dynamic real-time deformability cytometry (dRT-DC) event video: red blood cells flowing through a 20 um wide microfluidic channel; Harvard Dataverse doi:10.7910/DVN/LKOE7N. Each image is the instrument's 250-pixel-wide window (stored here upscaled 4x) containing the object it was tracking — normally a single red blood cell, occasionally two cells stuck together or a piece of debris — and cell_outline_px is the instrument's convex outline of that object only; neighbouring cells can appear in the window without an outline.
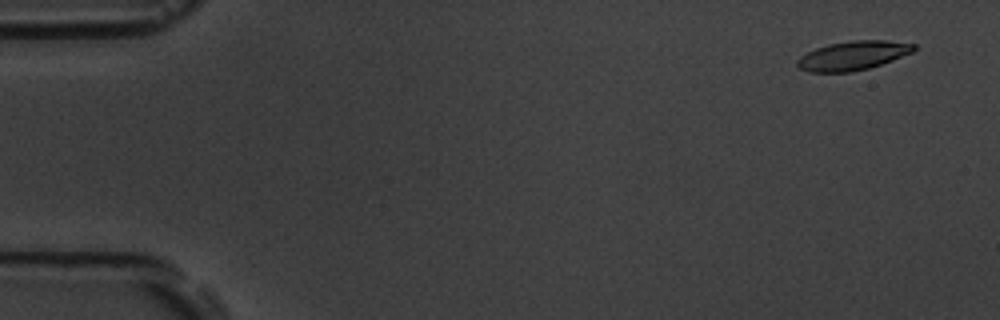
{"species": "common noctule bat (a hibernating species)", "species_latin": "Nyctalus noctula", "temperature_condition": "room temperature", "stored_images_in_passage": 56, "camera_frame_rate_fps": 3000, "um_per_image_px": 0.085, "animal": {"sex": "male", "body_mass_g": 19.5, "forearm_length_mm": 54.6}, "frame": {"image": 1, "passage_image": 3, "time_ms": 0.667, "image_size_px": [1000, 320], "cell_outline_px": [[916, 48], [912, 52], [892, 60], [868, 68], [852, 72], [808, 72], [800, 68], [796, 64], [796, 60], [800, 56], [816, 48], [828, 44], [852, 40], [884, 40], [916, 44]], "centroid_in_image_um": [72.47, 4.72], "position_along_channel_um": 12.5, "area_um2": 19.65}}
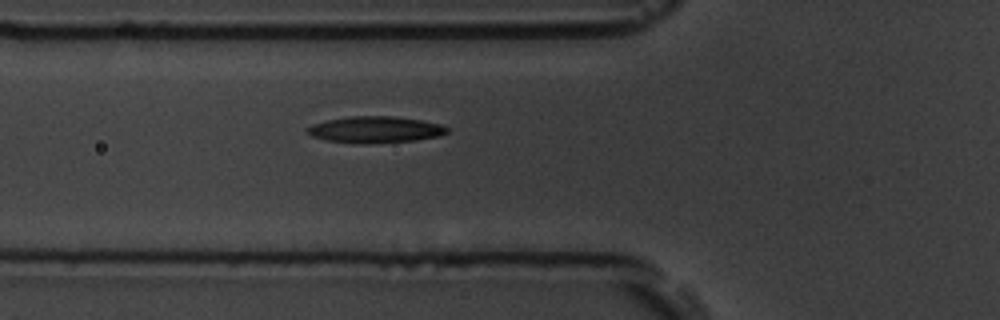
{"frame": {"image": 2, "passage_image": 20, "time_ms": 6.333, "image_size_px": [1000, 320], "cell_outline_px": [[448, 132], [440, 136], [416, 140], [364, 144], [356, 144], [324, 140], [312, 136], [304, 132], [304, 128], [312, 124], [328, 120], [352, 116], [392, 116], [420, 120], [440, 124], [448, 128]], "centroid_in_image_um": [31.84, 11.03], "position_along_channel_um": 94.0, "area_um2": 21.73}}
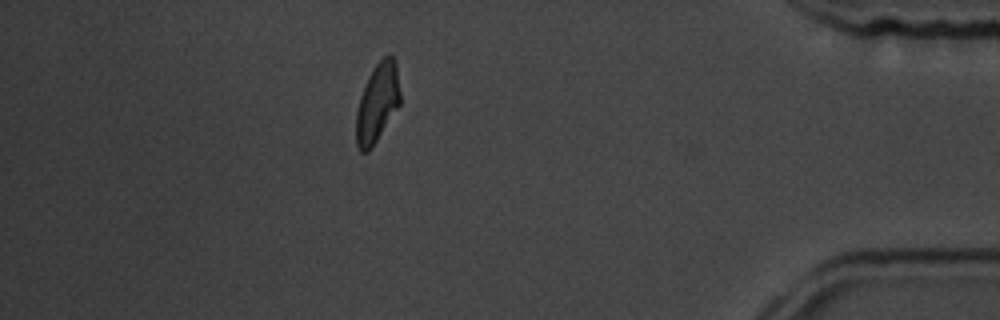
{"frame": {"image": 3, "passage_image": 49, "time_ms": 16.0, "image_size_px": [1000, 320], "cell_outline_px": [[400, 104], [372, 148], [368, 152], [360, 152], [356, 144], [356, 112], [360, 96], [368, 76], [372, 68], [384, 56], [392, 56], [396, 60], [400, 92]], "centroid_in_image_um": [32.07, 8.75], "position_along_channel_um": 403.1, "area_um2": 20.35}, "authors_computed_cell_mechanics": {"area_um2": 20.6924, "velocity_mm_per_s": 3.6454, "shape_relaxation_time_tau1_ms": 4.9045, "shape_relaxation_time_tau2_ms": null, "deformation_change_tau1": 0.1749, "deformation_change_tau2": null}}